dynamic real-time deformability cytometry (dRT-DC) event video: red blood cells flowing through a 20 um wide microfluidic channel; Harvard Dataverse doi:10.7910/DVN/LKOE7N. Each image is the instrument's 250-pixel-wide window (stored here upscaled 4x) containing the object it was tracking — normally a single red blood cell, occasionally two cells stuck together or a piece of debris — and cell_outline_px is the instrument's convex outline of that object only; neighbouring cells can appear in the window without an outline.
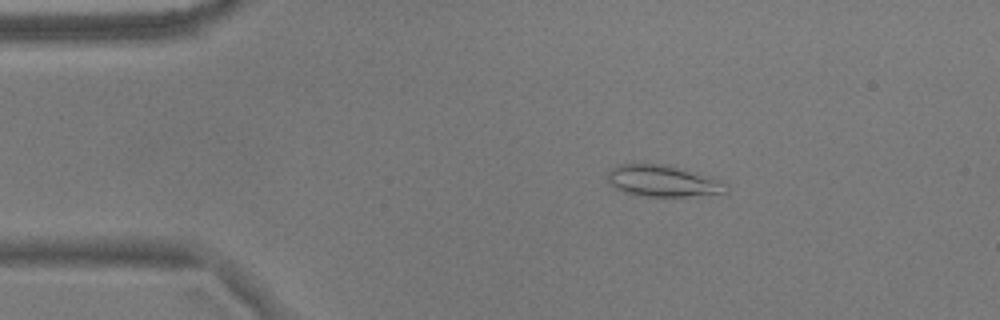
{"species": "common noctule bat (a hibernating species)", "species_latin": "Nyctalus noctula", "temperature_condition": "warm", "stored_images_in_passage": 54, "camera_frame_rate_fps": 3000, "um_per_image_px": 0.085, "animal": {"sex": "male", "body_mass_g": 17.9}, "frame": {"image": 1, "passage_image": 9, "time_ms": 2.667, "image_size_px": [1000, 320], "cell_outline_px": [[728, 192], [684, 196], [644, 196], [624, 192], [612, 188], [604, 176], [616, 164], [664, 164], [712, 176], [724, 184], [728, 188]], "centroid_in_image_um": [56.26, 15.37], "position_along_channel_um": 28.7, "area_um2": 21.79}}
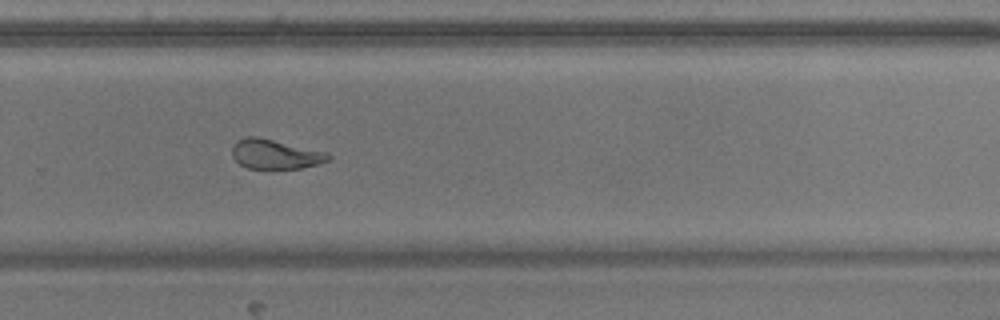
{"frame": {"image": 2, "passage_image": 36, "time_ms": 11.667, "image_size_px": [1000, 320], "cell_outline_px": [[332, 160], [320, 164], [300, 168], [248, 168], [240, 164], [232, 156], [232, 148], [236, 140], [248, 136], [256, 136], [328, 152], [332, 156]], "centroid_in_image_um": [23.44, 13.1], "position_along_channel_um": 306.4, "area_um2": 16.65}}
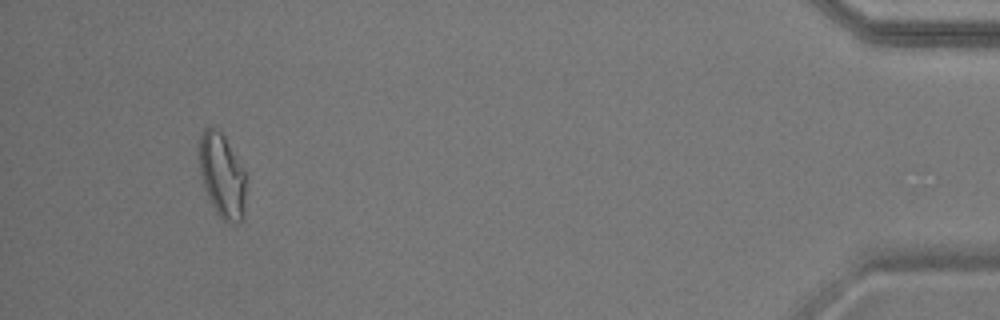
{"frame": {"image": 3, "passage_image": 51, "time_ms": 16.667, "image_size_px": [1000, 320], "cell_outline_px": [[244, 220], [236, 224], [224, 220], [216, 212], [208, 196], [200, 172], [200, 136], [204, 128], [212, 128], [220, 132], [224, 136], [244, 168]], "centroid_in_image_um": [18.89, 14.95], "position_along_channel_um": 416.3, "area_um2": 22.43}, "authors_computed_cell_mechanics": {"area_um2": 19.0451, "velocity_mm_per_s": 3.6383, "shape_relaxation_time_tau1_ms": null, "shape_relaxation_time_tau2_ms": 2.3572, "deformation_change_tau1": null, "deformation_change_tau2": 0.0862}}